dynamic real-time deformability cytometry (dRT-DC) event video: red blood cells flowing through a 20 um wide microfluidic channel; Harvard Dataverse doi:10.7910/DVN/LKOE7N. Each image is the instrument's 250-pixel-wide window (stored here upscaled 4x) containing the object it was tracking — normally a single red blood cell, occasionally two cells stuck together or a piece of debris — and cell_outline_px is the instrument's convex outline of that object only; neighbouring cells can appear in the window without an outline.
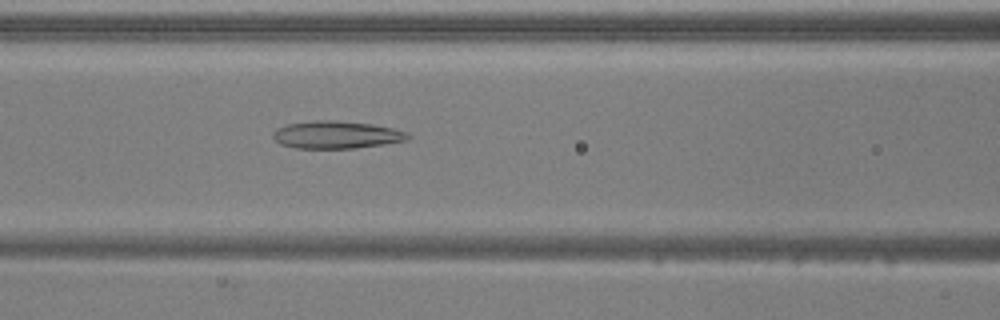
{"species": "common noctule bat (a hibernating species)", "species_latin": "Nyctalus noctula", "temperature_condition": "warm", "stored_images_in_passage": 52, "camera_frame_rate_fps": 3000, "um_per_image_px": 0.085, "animal": {"sex": "male", "body_mass_g": 20.5, "forearm_length_mm": 52.5}, "frame": {"image": 1, "passage_image": 22, "time_ms": 7.0, "image_size_px": [1000, 320], "cell_outline_px": [[412, 136], [404, 140], [384, 144], [356, 148], [296, 148], [280, 144], [272, 136], [272, 132], [276, 128], [288, 124], [312, 120], [336, 120], [372, 124], [392, 128], [408, 132]], "centroid_in_image_um": [28.57, 11.45], "position_along_channel_um": 138.0, "area_um2": 21.68}}
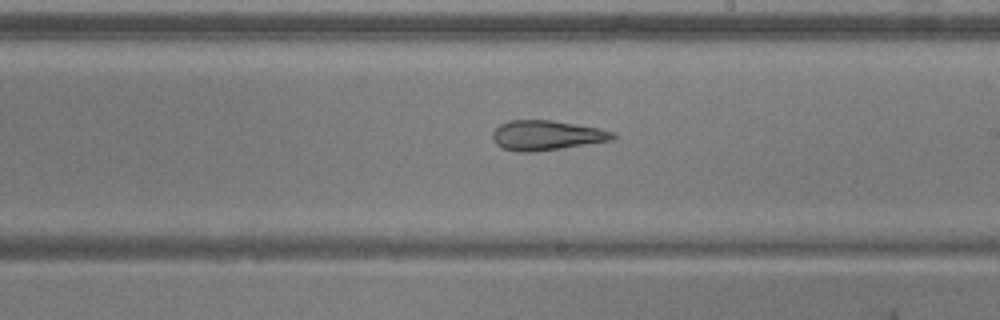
{"frame": {"image": 2, "passage_image": 30, "time_ms": 9.667, "image_size_px": [1000, 320], "cell_outline_px": [[616, 136], [612, 140], [560, 148], [532, 152], [520, 152], [504, 148], [496, 144], [492, 140], [492, 132], [500, 124], [508, 120], [552, 120], [600, 128], [616, 132]], "centroid_in_image_um": [46.45, 11.49], "position_along_channel_um": 242.6, "area_um2": 20.87}}
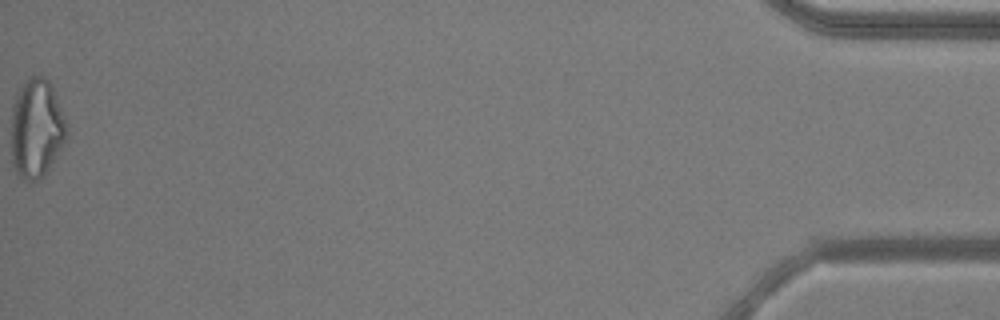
{"frame": {"image": 3, "passage_image": 52, "time_ms": 17.0, "image_size_px": [1000, 320], "cell_outline_px": [[68, 128], [64, 140], [56, 156], [48, 168], [36, 180], [24, 180], [16, 176], [12, 164], [12, 104], [20, 88], [32, 76], [44, 76], [48, 80], [56, 96]], "centroid_in_image_um": [3.07, 10.92], "position_along_channel_um": 432.1, "area_um2": 31.39}, "authors_computed_cell_mechanics": {"area_um2": 25.7499, "velocity_mm_per_s": 3.9181, "shape_relaxation_time_tau1_ms": null, "shape_relaxation_time_tau2_ms": 3.6436, "deformation_change_tau1": null, "deformation_change_tau2": 0.1365}}